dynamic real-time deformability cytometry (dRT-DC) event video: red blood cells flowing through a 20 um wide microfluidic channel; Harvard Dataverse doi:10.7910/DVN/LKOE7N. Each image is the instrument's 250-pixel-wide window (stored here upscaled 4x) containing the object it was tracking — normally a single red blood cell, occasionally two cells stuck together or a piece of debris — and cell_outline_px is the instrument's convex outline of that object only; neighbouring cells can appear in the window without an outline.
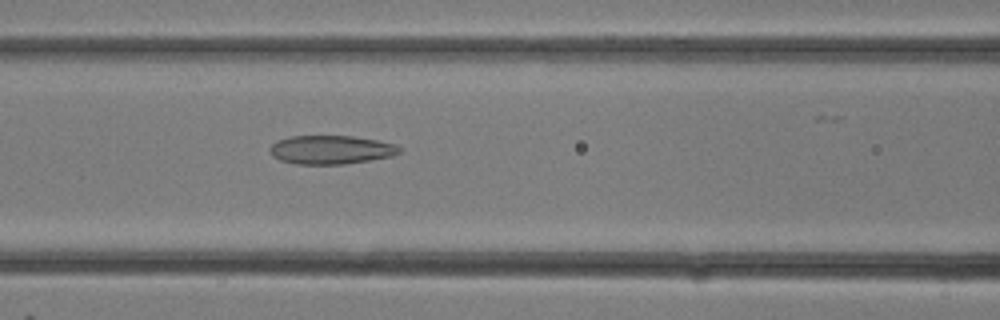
{"species": "common noctule bat (a hibernating species)", "species_latin": "Nyctalus noctula", "temperature_condition": "room temperature", "stored_images_in_passage": 5, "camera_frame_rate_fps": 3000, "um_per_image_px": 0.085, "animal": {"sex": "female"}, "frame": {"image": 1, "passage_image": 5, "time_ms": 1.333, "image_size_px": [1000, 320], "cell_outline_px": [[400, 152], [392, 156], [344, 164], [296, 164], [280, 160], [272, 156], [268, 148], [276, 140], [292, 136], [352, 136], [376, 140], [396, 144], [400, 148]], "centroid_in_image_um": [28.09, 12.72], "position_along_channel_um": 138.5, "area_um2": 21.62}}